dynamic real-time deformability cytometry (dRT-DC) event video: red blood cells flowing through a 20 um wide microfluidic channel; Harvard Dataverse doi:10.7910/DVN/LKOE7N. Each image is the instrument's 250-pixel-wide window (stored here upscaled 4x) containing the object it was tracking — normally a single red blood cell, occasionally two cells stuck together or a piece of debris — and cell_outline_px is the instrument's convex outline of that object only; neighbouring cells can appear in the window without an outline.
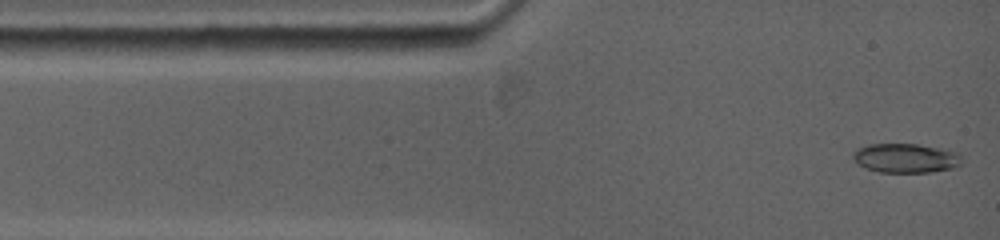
{"species": "common noctule bat (a hibernating species)", "species_latin": "Nyctalus noctula", "temperature_condition": "warm", "stored_images_in_passage": 21, "camera_frame_rate_fps": 5000, "um_per_image_px": 0.085, "animal": {"sex": "female", "body_mass_g": 19.0, "forearm_length_mm": 53.3}, "frame": {"image": 1, "passage_image": 1, "time_ms": 0.0, "image_size_px": [1000, 240], "cell_outline_px": [[960, 164], [956, 168], [932, 172], [880, 172], [868, 168], [860, 164], [852, 156], [852, 152], [856, 148], [872, 144], [916, 144], [956, 152], [960, 156]], "centroid_in_image_um": [76.98, 13.44], "position_along_channel_um": 8.0, "area_um2": 18.26}}
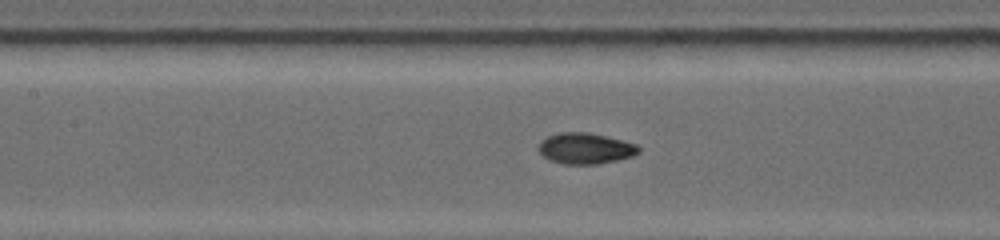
{"frame": {"image": 2, "passage_image": 12, "time_ms": 5.0, "image_size_px": [1000, 240], "cell_outline_px": [[640, 152], [632, 156], [616, 160], [596, 164], [564, 164], [552, 160], [544, 156], [540, 152], [540, 144], [548, 136], [560, 132], [588, 132], [636, 144], [640, 148]], "centroid_in_image_um": [49.78, 12.61], "position_along_channel_um": 157.6, "area_um2": 17.63}}
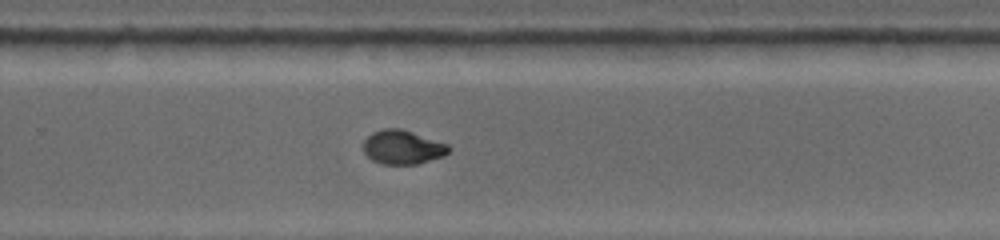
{"frame": {"image": 3, "passage_image": 20, "time_ms": 8.6, "image_size_px": [1000, 240], "cell_outline_px": [[452, 148], [444, 156], [416, 164], [384, 164], [372, 160], [364, 152], [364, 140], [372, 132], [384, 128], [400, 128], [448, 144]], "centroid_in_image_um": [34.23, 12.51], "position_along_channel_um": 295.6, "area_um2": 16.82}}